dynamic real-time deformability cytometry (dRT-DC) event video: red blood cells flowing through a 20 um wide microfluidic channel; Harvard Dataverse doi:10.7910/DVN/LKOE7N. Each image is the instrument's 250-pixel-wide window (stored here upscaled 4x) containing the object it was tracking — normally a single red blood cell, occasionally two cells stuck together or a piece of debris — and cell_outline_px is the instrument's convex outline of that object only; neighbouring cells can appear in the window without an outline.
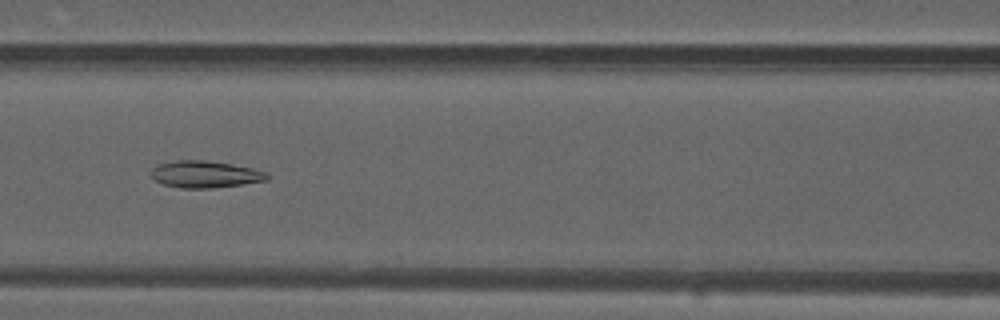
{"species": "common noctule bat (a hibernating species)", "species_latin": "Nyctalus noctula", "temperature_condition": "warm", "stored_images_in_passage": 41, "camera_frame_rate_fps": 3000, "um_per_image_px": 0.085, "animal": {"sex": "male", "forearm_length_mm": 52.5}, "frame": {"image": 1, "passage_image": 22, "time_ms": 7.0, "image_size_px": [1000, 320], "cell_outline_px": [[268, 180], [216, 188], [180, 188], [164, 184], [156, 180], [152, 176], [152, 168], [160, 164], [176, 160], [204, 160], [232, 164], [252, 168], [264, 172], [268, 176]], "centroid_in_image_um": [17.44, 14.82], "position_along_channel_um": 149.2, "area_um2": 17.98}}
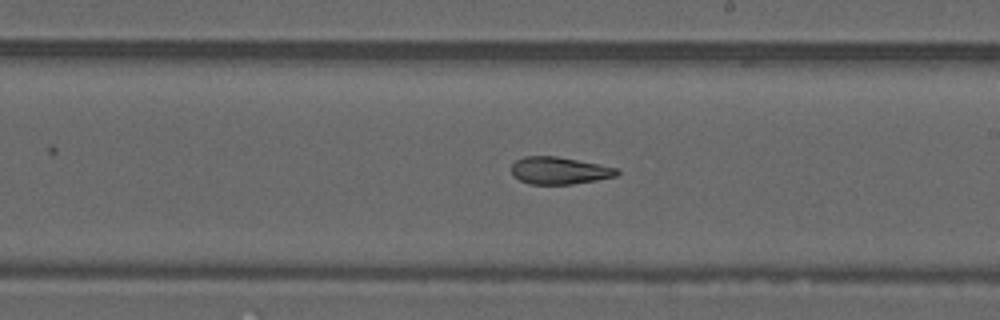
{"frame": {"image": 2, "passage_image": 29, "time_ms": 9.333, "image_size_px": [1000, 320], "cell_outline_px": [[620, 172], [616, 176], [596, 180], [572, 184], [532, 184], [520, 180], [512, 176], [512, 164], [516, 160], [524, 156], [556, 156], [600, 164], [616, 168]], "centroid_in_image_um": [47.53, 14.49], "position_along_channel_um": 241.5, "area_um2": 16.7}}
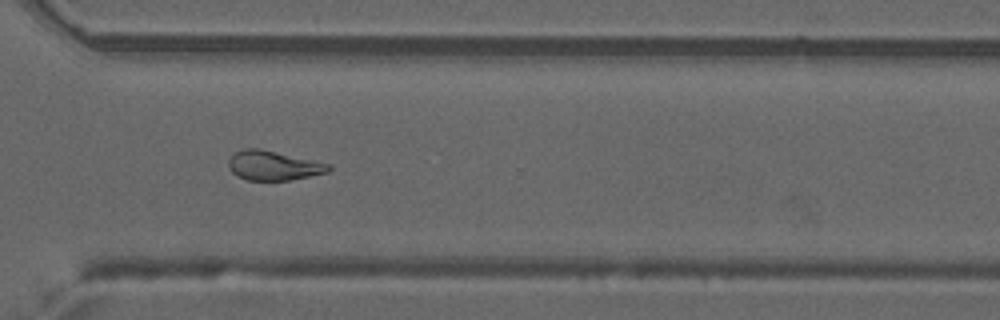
{"frame": {"image": 3, "passage_image": 37, "time_ms": 12.0, "image_size_px": [1000, 320], "cell_outline_px": [[332, 168], [328, 172], [288, 180], [248, 180], [236, 176], [228, 168], [228, 160], [236, 152], [244, 148], [260, 148], [332, 164]], "centroid_in_image_um": [23.24, 14.06], "position_along_channel_um": 347.4, "area_um2": 17.22}, "authors_computed_cell_mechanics": {"area_um2": 18.6694, "velocity_mm_per_s": 3.9674, "shape_relaxation_time_tau1_ms": null, "shape_relaxation_time_tau2_ms": 8.8647, "deformation_change_tau1": null, "deformation_change_tau2": 0.1675}}